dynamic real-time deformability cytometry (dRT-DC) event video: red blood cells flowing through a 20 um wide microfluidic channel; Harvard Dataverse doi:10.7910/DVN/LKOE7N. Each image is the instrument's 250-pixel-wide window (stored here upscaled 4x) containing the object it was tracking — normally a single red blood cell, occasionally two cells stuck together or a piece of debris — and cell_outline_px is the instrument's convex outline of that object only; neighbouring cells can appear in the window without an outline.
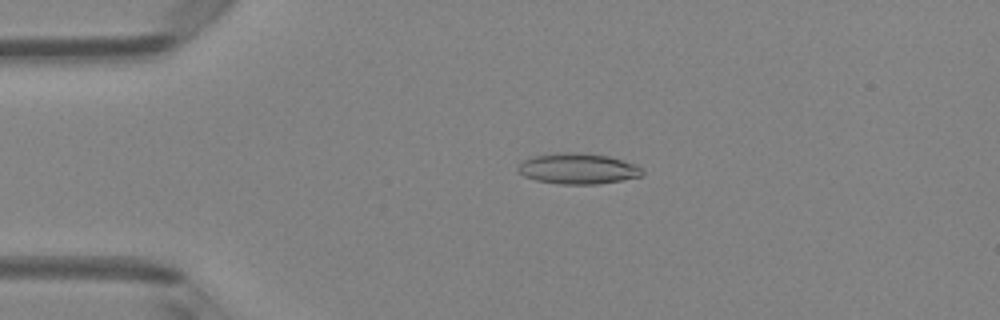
{"species": "Egyptian fruit bat (a non-hibernating species)", "species_latin": "Rousettus aegyptiacus", "temperature_condition": "room temperature", "stored_images_in_passage": 4, "camera_frame_rate_fps": 3000, "um_per_image_px": 0.085, "animal": {"sex": "female"}, "frame": {"image": 1, "passage_image": 3, "time_ms": 0.667, "image_size_px": [1000, 320], "cell_outline_px": [[644, 176], [596, 184], [560, 184], [536, 180], [524, 176], [516, 172], [516, 168], [524, 160], [536, 156], [560, 152], [576, 152], [608, 156], [636, 164], [644, 168]], "centroid_in_image_um": [49.15, 14.34], "position_along_channel_um": 35.9, "area_um2": 22.31}}